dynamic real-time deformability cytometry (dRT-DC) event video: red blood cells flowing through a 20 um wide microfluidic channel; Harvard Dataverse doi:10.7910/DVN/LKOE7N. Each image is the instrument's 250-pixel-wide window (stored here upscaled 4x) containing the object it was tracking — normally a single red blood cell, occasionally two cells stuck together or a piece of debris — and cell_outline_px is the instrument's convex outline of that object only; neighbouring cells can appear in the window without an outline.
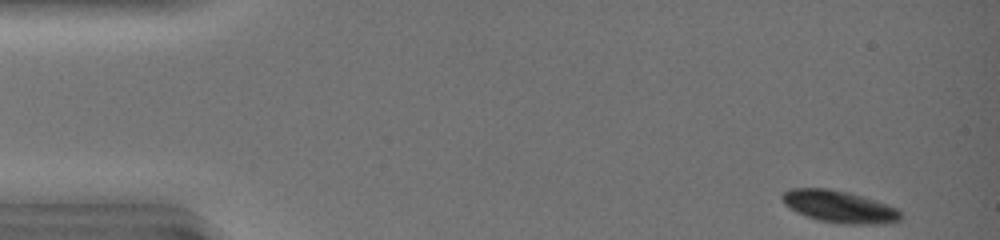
{"species": "common noctule bat (a hibernating species)", "species_latin": "Nyctalus noctula", "temperature_condition": "warm", "stored_images_in_passage": 10, "camera_frame_rate_fps": 3000, "um_per_image_px": 0.085, "animal": {"sex": "female", "body_mass_g": 19.0, "forearm_length_mm": 51.5}, "frame": {"image": 1, "passage_image": 1, "time_ms": 0.0, "image_size_px": [1000, 240], "cell_outline_px": [[904, 216], [900, 220], [884, 224], [840, 224], [816, 220], [804, 216], [796, 212], [784, 204], [780, 196], [784, 192], [792, 188], [828, 188], [848, 192], [864, 196], [888, 204], [896, 208]], "centroid_in_image_um": [71.34, 17.57], "position_along_channel_um": 13.7, "area_um2": 22.54}}